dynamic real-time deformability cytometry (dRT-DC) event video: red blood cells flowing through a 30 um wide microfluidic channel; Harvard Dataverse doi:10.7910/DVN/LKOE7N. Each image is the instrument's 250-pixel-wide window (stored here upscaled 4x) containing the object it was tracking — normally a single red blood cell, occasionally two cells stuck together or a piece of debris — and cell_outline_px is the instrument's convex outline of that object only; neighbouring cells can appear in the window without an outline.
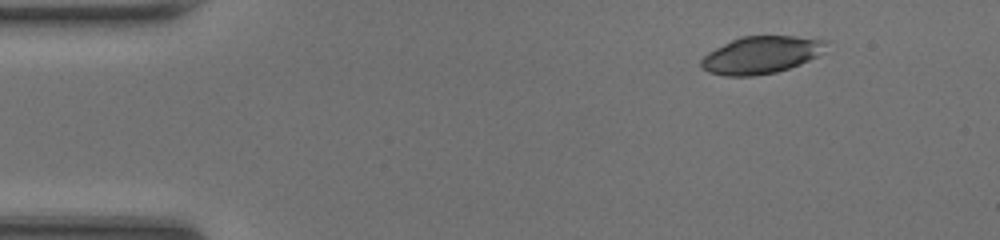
{"species": "common noctule bat (a hibernating species)", "species_latin": "Nyctalus noctula", "temperature_condition": "room temperature", "stored_images_in_passage": 43, "camera_frame_rate_fps": 3000, "um_per_image_px": 0.085, "animal": {"sex": "female", "body_mass_g": 20.0, "forearm_length_mm": 54.0}, "frame": {"image": 1, "passage_image": 1, "time_ms": 0.0, "image_size_px": [1000, 240], "cell_outline_px": [[828, 40], [824, 52], [800, 64], [776, 72], [752, 76], [724, 76], [708, 72], [700, 68], [700, 60], [708, 52], [740, 36], [796, 36]], "centroid_in_image_um": [64.68, 4.67], "position_along_channel_um": 20.3, "area_um2": 27.22}}
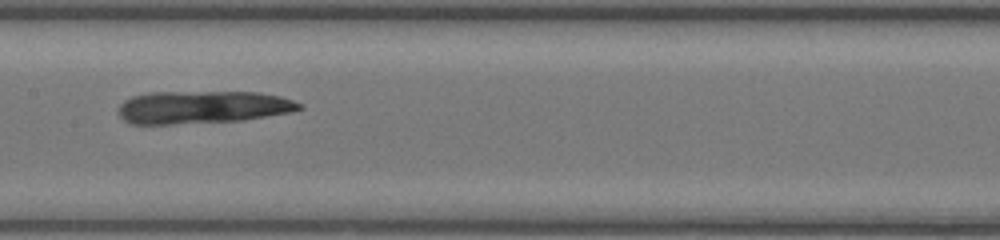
{"frame": {"image": 2, "passage_image": 19, "time_ms": 6.0, "image_size_px": [1000, 240], "cell_outline_px": [[304, 108], [292, 112], [244, 120], [172, 124], [132, 124], [124, 120], [120, 116], [120, 104], [124, 100], [132, 96], [148, 92], [260, 92], [280, 96], [292, 100], [300, 104]], "centroid_in_image_um": [17.23, 9.1], "position_along_channel_um": 190.2, "area_um2": 34.56}}
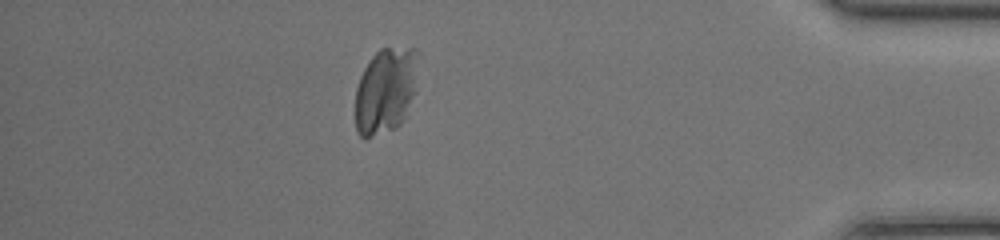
{"frame": {"image": 3, "passage_image": 37, "time_ms": 12.0, "image_size_px": [1000, 240], "cell_outline_px": [[420, 52], [416, 92], [408, 116], [396, 128], [364, 140], [356, 132], [356, 88], [360, 76], [364, 68], [372, 56], [380, 48], [416, 48]], "centroid_in_image_um": [32.83, 7.71], "position_along_channel_um": 402.4, "area_um2": 32.54}}